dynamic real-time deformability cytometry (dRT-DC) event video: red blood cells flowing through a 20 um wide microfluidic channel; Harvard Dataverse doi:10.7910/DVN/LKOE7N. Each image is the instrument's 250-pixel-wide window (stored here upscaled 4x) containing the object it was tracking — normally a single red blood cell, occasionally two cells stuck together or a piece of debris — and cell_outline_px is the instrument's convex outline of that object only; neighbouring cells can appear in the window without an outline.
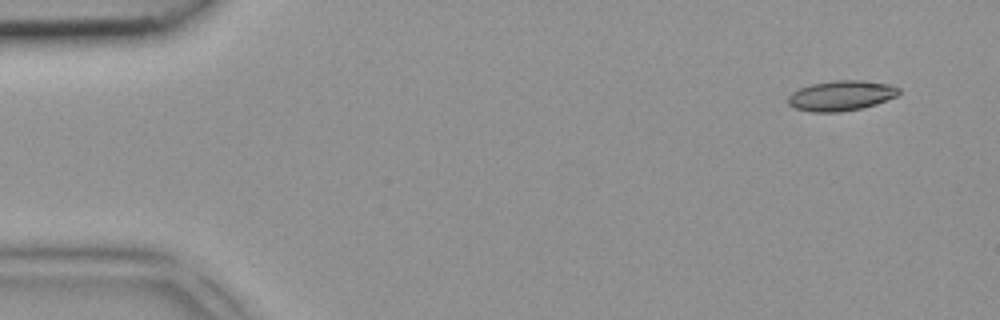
{"species": "common noctule bat (a hibernating species)", "species_latin": "Nyctalus noctula", "temperature_condition": "room temperature", "stored_images_in_passage": 5, "camera_frame_rate_fps": 3000, "um_per_image_px": 0.085, "animal": {"sex": "female", "body_mass_g": 18.4}, "frame": {"image": 1, "passage_image": 1, "time_ms": 0.0, "image_size_px": [1000, 320], "cell_outline_px": [[900, 92], [896, 96], [876, 104], [860, 108], [840, 112], [812, 112], [792, 108], [788, 104], [788, 96], [792, 92], [800, 88], [812, 84], [832, 80], [864, 80], [892, 84], [900, 88]], "centroid_in_image_um": [71.49, 8.12], "position_along_channel_um": 13.5, "area_um2": 19.65}}